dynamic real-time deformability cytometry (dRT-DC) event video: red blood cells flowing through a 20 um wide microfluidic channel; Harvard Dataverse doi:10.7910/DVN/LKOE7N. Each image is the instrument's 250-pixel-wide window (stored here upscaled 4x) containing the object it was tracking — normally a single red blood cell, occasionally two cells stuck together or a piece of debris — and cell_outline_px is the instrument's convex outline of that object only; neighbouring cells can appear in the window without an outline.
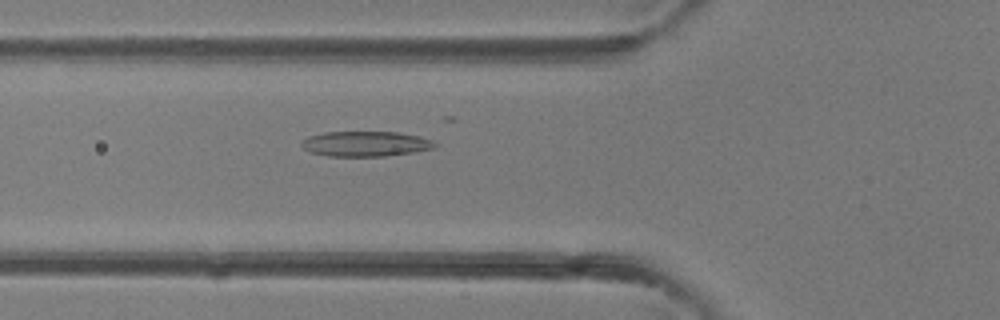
{"species": "common noctule bat (a hibernating species)", "species_latin": "Nyctalus noctula", "temperature_condition": "room temperature", "stored_images_in_passage": 5, "camera_frame_rate_fps": 3000, "um_per_image_px": 0.085, "animal": {"sex": "female"}, "frame": {"image": 1, "passage_image": 5, "time_ms": 4.667, "image_size_px": [1000, 320], "cell_outline_px": [[436, 144], [432, 148], [412, 152], [388, 156], [328, 156], [312, 152], [304, 148], [300, 144], [308, 136], [324, 132], [396, 132], [420, 136], [432, 140]], "centroid_in_image_um": [31.06, 12.22], "position_along_channel_um": 94.7, "area_um2": 19.36}}